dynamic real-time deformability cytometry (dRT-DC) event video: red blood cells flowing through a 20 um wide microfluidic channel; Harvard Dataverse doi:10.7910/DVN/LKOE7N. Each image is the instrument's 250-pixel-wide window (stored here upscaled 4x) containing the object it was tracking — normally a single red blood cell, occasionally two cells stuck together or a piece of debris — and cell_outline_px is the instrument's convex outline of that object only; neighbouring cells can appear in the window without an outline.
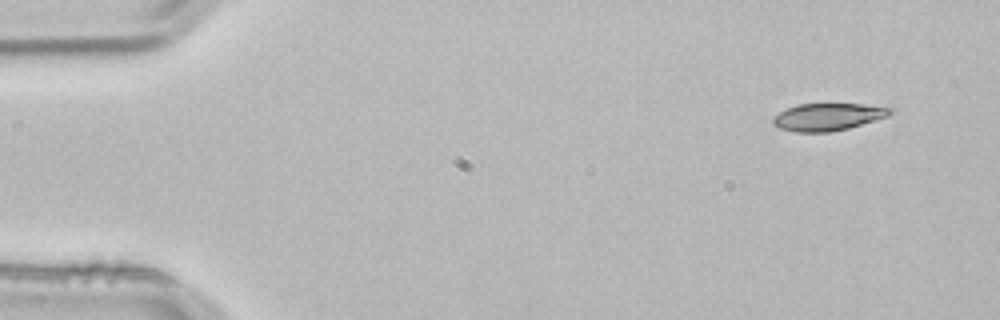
{"species": "common noctule bat (a hibernating species)", "species_latin": "Nyctalus noctula", "temperature_condition": "room temperature", "stored_images_in_passage": 5, "camera_frame_rate_fps": 3000, "um_per_image_px": 0.085, "animal": {"sex": "male", "body_mass_g": 21.5, "forearm_length_mm": 52.0}, "frame": {"image": 1, "passage_image": 1, "time_ms": 0.0, "image_size_px": [1000, 320], "cell_outline_px": [[892, 112], [888, 116], [848, 128], [828, 132], [796, 132], [780, 128], [772, 124], [772, 116], [796, 104], [864, 104], [892, 108]], "centroid_in_image_um": [70.33, 9.93], "position_along_channel_um": 14.7, "area_um2": 18.55}}
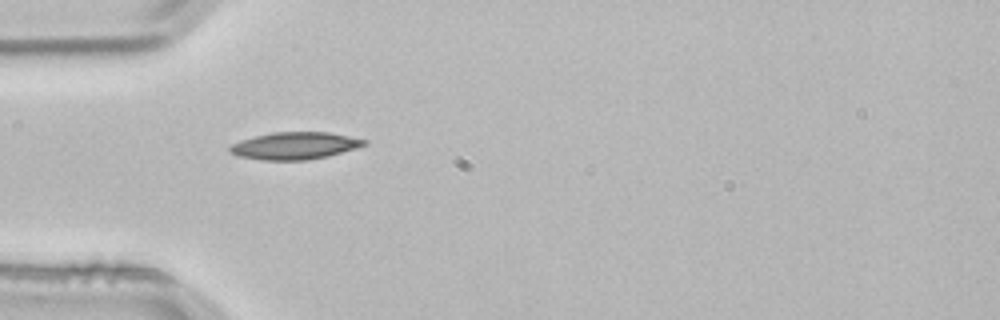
{"frame": {"image": 2, "passage_image": 3, "time_ms": 0.667, "image_size_px": [1000, 320], "cell_outline_px": [[368, 144], [356, 148], [328, 156], [308, 160], [260, 160], [236, 156], [228, 152], [228, 148], [232, 144], [240, 140], [272, 132], [328, 132], [368, 140]], "centroid_in_image_um": [25.03, 12.39], "position_along_channel_um": 60.0, "area_um2": 21.44}}